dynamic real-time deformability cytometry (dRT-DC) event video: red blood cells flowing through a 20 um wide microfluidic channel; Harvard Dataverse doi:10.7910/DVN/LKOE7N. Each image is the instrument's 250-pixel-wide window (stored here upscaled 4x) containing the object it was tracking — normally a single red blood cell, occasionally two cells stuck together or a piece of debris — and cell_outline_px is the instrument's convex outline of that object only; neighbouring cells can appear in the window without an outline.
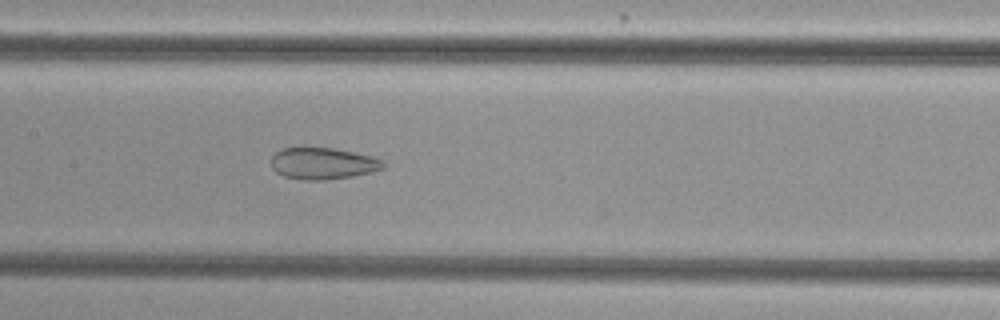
{"species": "common noctule bat (a hibernating species)", "species_latin": "Nyctalus noctula", "temperature_condition": "cold", "stored_images_in_passage": 54, "camera_frame_rate_fps": 3000, "um_per_image_px": 0.085, "animal": {"sex": "female", "body_mass_g": 29.2, "forearm_length_mm": 56.3}, "frame": {"image": 1, "passage_image": 27, "time_ms": 8.667, "image_size_px": [1000, 320], "cell_outline_px": [[384, 168], [372, 172], [352, 176], [324, 180], [304, 180], [284, 176], [276, 172], [272, 168], [272, 156], [280, 148], [332, 148], [372, 156], [384, 160]], "centroid_in_image_um": [27.45, 13.9], "position_along_channel_um": 179.9, "area_um2": 20.58}}
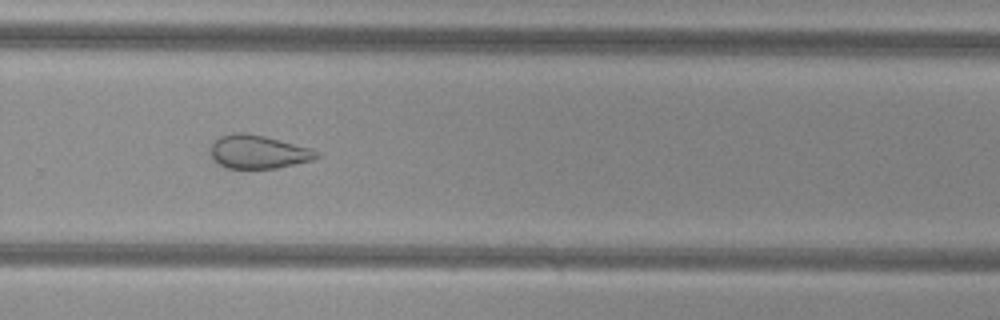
{"frame": {"image": 2, "passage_image": 37, "time_ms": 12.0, "image_size_px": [1000, 320], "cell_outline_px": [[320, 156], [312, 160], [276, 168], [228, 168], [220, 164], [208, 152], [212, 144], [220, 136], [236, 132], [244, 132], [264, 136], [312, 148], [320, 152]], "centroid_in_image_um": [21.97, 12.9], "position_along_channel_um": 307.8, "area_um2": 20.58}}
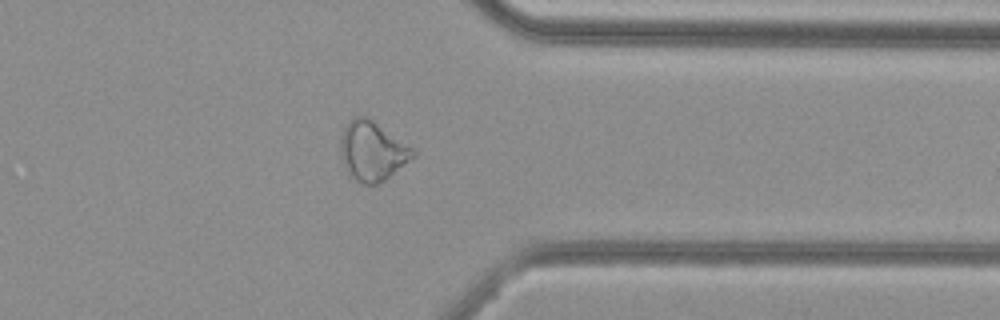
{"frame": {"image": 3, "passage_image": 43, "time_ms": 14.0, "image_size_px": [1000, 320], "cell_outline_px": [[416, 156], [384, 180], [376, 184], [364, 184], [348, 176], [340, 156], [340, 140], [344, 128], [352, 116], [364, 116], [372, 120], [412, 148], [416, 152]], "centroid_in_image_um": [31.6, 12.85], "position_along_channel_um": 379.8, "area_um2": 24.85}, "authors_computed_cell_mechanics": {"area_um2": 27.2816, "velocity_mm_per_s": 3.8479, "shape_relaxation_time_tau1_ms": null, "shape_relaxation_time_tau2_ms": 2.5468, "deformation_change_tau1": null, "deformation_change_tau2": 0.113}}